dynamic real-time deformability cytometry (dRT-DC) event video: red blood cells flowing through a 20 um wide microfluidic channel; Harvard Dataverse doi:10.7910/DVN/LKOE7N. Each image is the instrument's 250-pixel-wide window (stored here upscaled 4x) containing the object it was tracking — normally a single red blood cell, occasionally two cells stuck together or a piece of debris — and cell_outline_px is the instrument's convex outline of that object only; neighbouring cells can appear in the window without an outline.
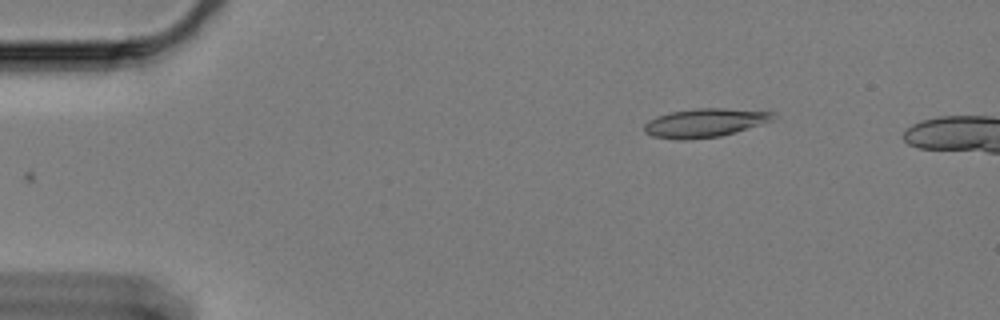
{"species": "Egyptian fruit bat (a non-hibernating species)", "species_latin": "Rousettus aegyptiacus", "temperature_condition": "cold", "stored_images_in_passage": 48, "camera_frame_rate_fps": 3000, "um_per_image_px": 0.085, "animal": {"sex": "female"}, "frame": {"image": 1, "passage_image": 1, "time_ms": 0.0, "image_size_px": [1000, 320], "cell_outline_px": [[776, 112], [772, 120], [736, 132], [720, 136], [684, 140], [680, 140], [652, 136], [644, 132], [644, 124], [648, 120], [656, 116], [672, 112], [696, 108], [724, 108]], "centroid_in_image_um": [59.88, 10.44], "position_along_channel_um": 25.1, "area_um2": 21.44}}
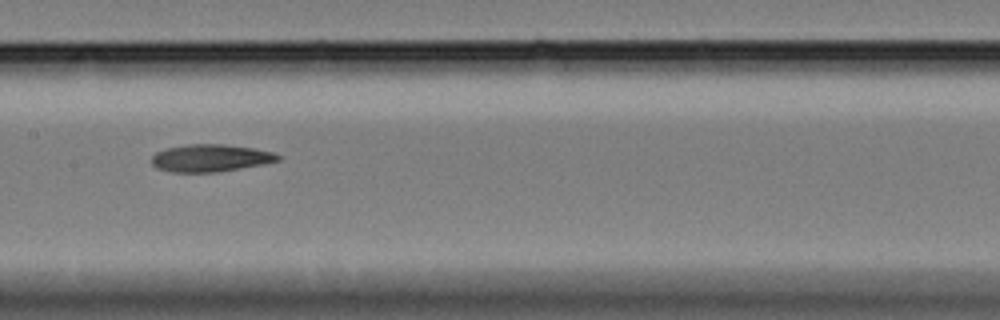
{"frame": {"image": 2, "passage_image": 22, "time_ms": 7.0, "image_size_px": [1000, 320], "cell_outline_px": [[280, 160], [264, 164], [216, 172], [172, 172], [156, 168], [152, 164], [152, 156], [156, 152], [168, 148], [188, 144], [224, 144], [256, 148], [272, 152], [280, 156]], "centroid_in_image_um": [17.89, 13.43], "position_along_channel_um": 189.5, "area_um2": 20.11}}
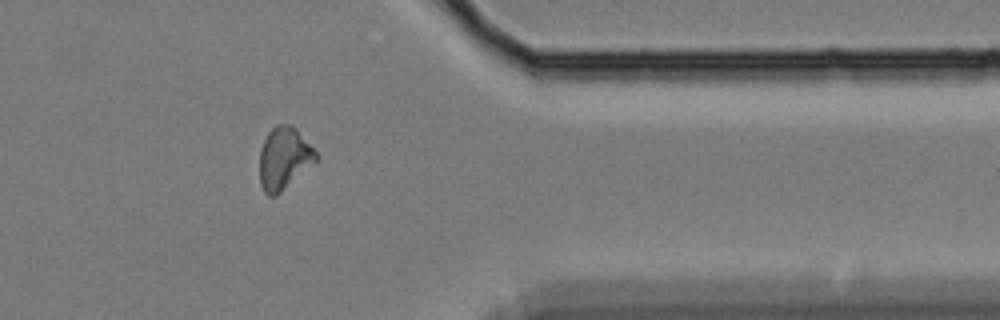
{"frame": {"image": 3, "passage_image": 41, "time_ms": 13.333, "image_size_px": [1000, 320], "cell_outline_px": [[320, 156], [316, 160], [276, 196], [268, 196], [264, 192], [260, 184], [260, 148], [268, 132], [276, 124], [292, 124], [296, 128]], "centroid_in_image_um": [24.12, 13.44], "position_along_channel_um": 387.3, "area_um2": 20.29}}